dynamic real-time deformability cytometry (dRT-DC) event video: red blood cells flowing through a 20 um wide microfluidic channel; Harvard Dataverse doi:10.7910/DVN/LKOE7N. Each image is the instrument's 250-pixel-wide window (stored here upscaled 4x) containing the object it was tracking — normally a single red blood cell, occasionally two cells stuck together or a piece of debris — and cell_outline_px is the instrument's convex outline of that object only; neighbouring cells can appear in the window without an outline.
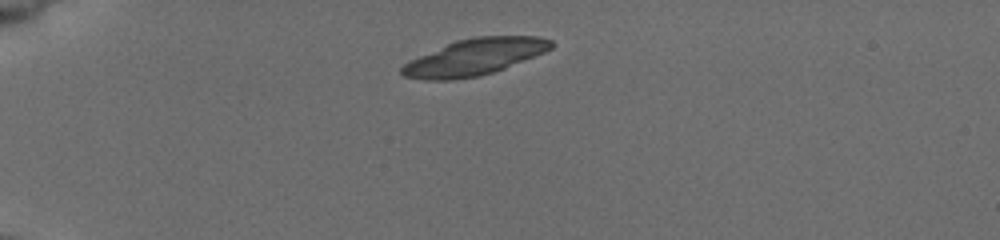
{"species": "common noctule bat (a hibernating species)", "species_latin": "Nyctalus noctula", "temperature_condition": "cold", "stored_images_in_passage": 40, "camera_frame_rate_fps": 3000, "um_per_image_px": 0.085, "animal": {"sex": "female", "body_mass_g": 19.5, "forearm_length_mm": 54.1}, "frame": {"image": 1, "passage_image": 1, "time_ms": 0.0, "image_size_px": [1000, 240], "cell_outline_px": [[556, 44], [552, 48], [544, 52], [504, 68], [480, 76], [452, 80], [424, 80], [404, 76], [400, 72], [400, 68], [404, 64], [420, 56], [456, 40], [472, 36], [540, 36], [552, 40]], "centroid_in_image_um": [40.37, 4.84], "position_along_channel_um": 44.6, "area_um2": 31.5}}